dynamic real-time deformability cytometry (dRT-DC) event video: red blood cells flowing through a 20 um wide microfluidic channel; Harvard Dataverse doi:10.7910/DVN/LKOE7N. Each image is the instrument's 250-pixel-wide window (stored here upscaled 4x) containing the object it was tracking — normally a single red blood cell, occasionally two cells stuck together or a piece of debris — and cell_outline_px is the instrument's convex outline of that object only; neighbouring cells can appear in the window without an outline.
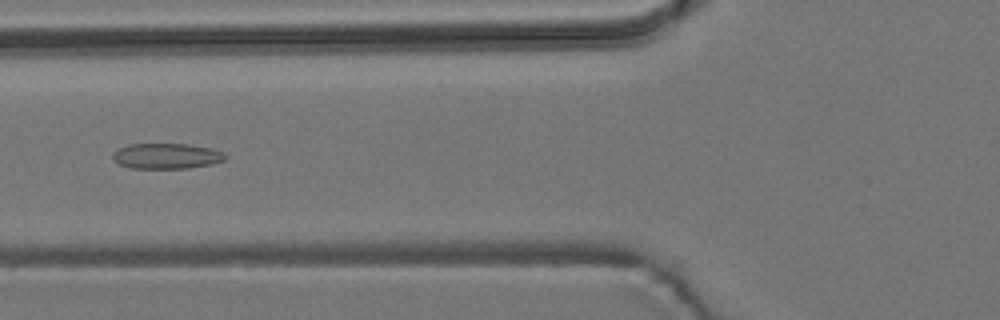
{"species": "common noctule bat (a hibernating species)", "species_latin": "Nyctalus noctula", "temperature_condition": "room temperature", "stored_images_in_passage": 8, "camera_frame_rate_fps": 3000, "um_per_image_px": 0.085, "animal": {"sex": "male", "body_mass_g": 19.2, "forearm_length_mm": 51.8}, "frame": {"image": 1, "passage_image": 8, "time_ms": 9.667, "image_size_px": [1000, 320], "cell_outline_px": [[228, 156], [224, 160], [212, 164], [188, 168], [132, 168], [120, 164], [112, 156], [120, 148], [128, 144], [188, 144], [212, 148], [224, 152]], "centroid_in_image_um": [14.23, 13.26], "position_along_channel_um": 111.6, "area_um2": 16.59}}